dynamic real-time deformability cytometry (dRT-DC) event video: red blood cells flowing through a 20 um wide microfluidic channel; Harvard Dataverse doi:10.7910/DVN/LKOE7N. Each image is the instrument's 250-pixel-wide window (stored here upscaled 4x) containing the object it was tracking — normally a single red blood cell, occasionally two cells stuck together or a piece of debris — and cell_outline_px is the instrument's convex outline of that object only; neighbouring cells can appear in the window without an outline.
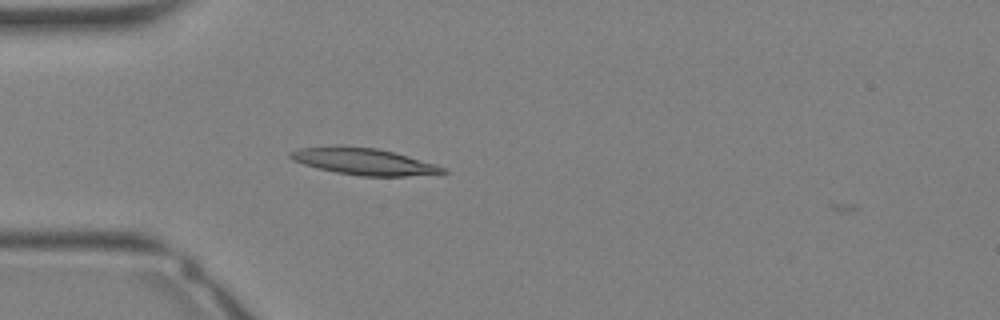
{"species": "Egyptian fruit bat (a non-hibernating species)", "species_latin": "Rousettus aegyptiacus", "temperature_condition": "warm", "stored_images_in_passage": 25, "camera_frame_rate_fps": 3000, "um_per_image_px": 0.085, "animal": {"sex": "female"}, "frame": {"image": 1, "passage_image": 1, "time_ms": 0.0, "image_size_px": [1000, 320], "cell_outline_px": [[448, 172], [404, 176], [360, 176], [336, 172], [304, 164], [292, 160], [288, 156], [288, 152], [300, 148], [376, 148], [408, 156], [436, 164], [444, 168]], "centroid_in_image_um": [30.95, 13.76], "position_along_channel_um": 54.0, "area_um2": 22.6}}
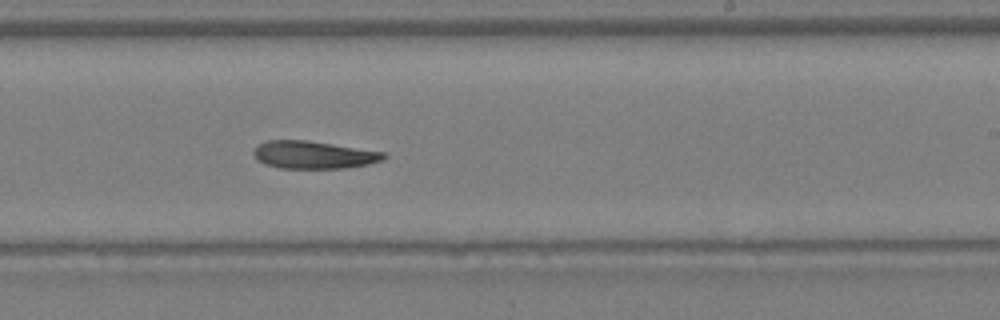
{"frame": {"image": 2, "passage_image": 12, "time_ms": 3.667, "image_size_px": [1000, 320], "cell_outline_px": [[388, 156], [384, 160], [368, 164], [344, 168], [280, 168], [256, 160], [252, 152], [260, 144], [268, 140], [308, 140], [384, 152]], "centroid_in_image_um": [26.68, 13.16], "position_along_channel_um": 262.3, "area_um2": 20.87}}
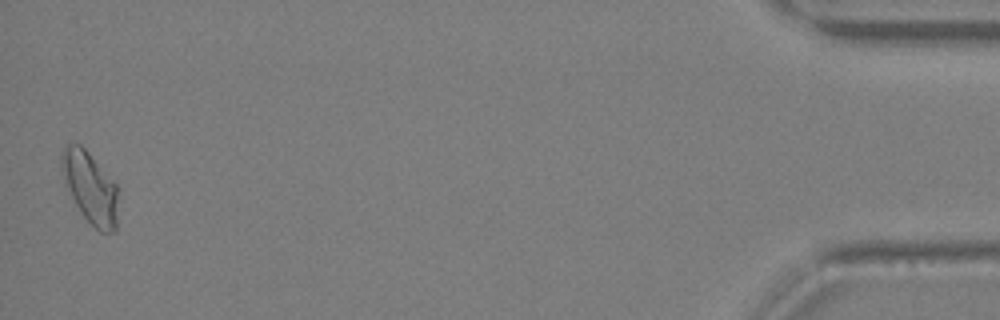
{"frame": {"image": 3, "passage_image": 25, "time_ms": 8.0, "image_size_px": [1000, 320], "cell_outline_px": [[120, 196], [116, 228], [112, 232], [100, 232], [84, 216], [76, 204], [64, 184], [60, 168], [60, 156], [64, 148], [68, 144], [80, 144], [88, 152], [116, 184]], "centroid_in_image_um": [7.68, 15.95], "position_along_channel_um": 427.5, "area_um2": 23.7}}